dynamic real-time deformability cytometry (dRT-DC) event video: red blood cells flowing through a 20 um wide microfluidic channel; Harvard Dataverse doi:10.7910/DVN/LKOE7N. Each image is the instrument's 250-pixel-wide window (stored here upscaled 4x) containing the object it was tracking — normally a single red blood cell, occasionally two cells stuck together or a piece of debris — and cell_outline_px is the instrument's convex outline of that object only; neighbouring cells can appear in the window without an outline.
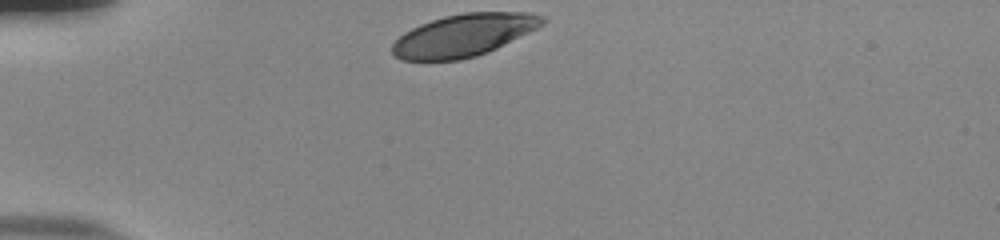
{"species": "human", "species_latin": "Homo sapiens", "temperature_condition": "room temperature", "stored_images_in_passage": 32, "camera_frame_rate_fps": 3000, "um_per_image_px": 0.085, "donor": {"sex": "male"}, "frame": {"image": 1, "passage_image": 1, "time_ms": 0.0, "image_size_px": [1000, 240], "cell_outline_px": [[548, 20], [544, 24], [488, 52], [476, 56], [460, 60], [400, 60], [392, 52], [392, 44], [404, 32], [420, 24], [444, 16], [464, 12], [532, 12], [544, 16]], "centroid_in_image_um": [39.43, 2.98], "position_along_channel_um": 45.6, "area_um2": 36.99}}
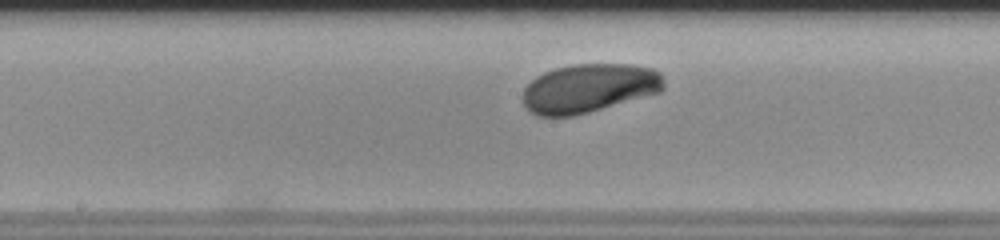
{"frame": {"image": 2, "passage_image": 16, "time_ms": 5.0, "image_size_px": [1000, 240], "cell_outline_px": [[664, 88], [660, 92], [588, 112], [572, 116], [536, 116], [528, 112], [524, 108], [524, 88], [536, 76], [544, 72], [556, 68], [572, 64], [632, 64], [652, 68], [660, 72], [664, 80]], "centroid_in_image_um": [50.05, 7.49], "position_along_channel_um": 198.1, "area_um2": 40.17}}
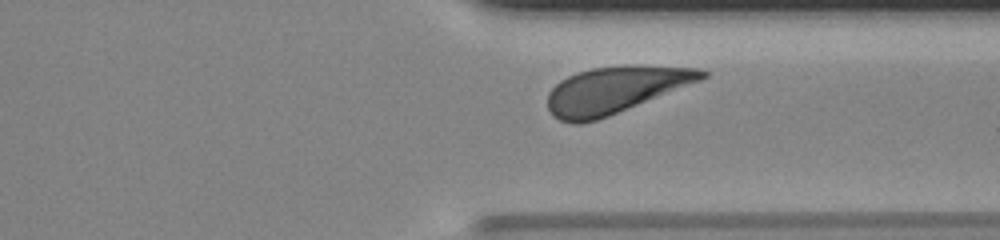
{"frame": {"image": 3, "passage_image": 29, "time_ms": 9.333, "image_size_px": [1000, 240], "cell_outline_px": [[708, 76], [700, 80], [608, 116], [596, 120], [580, 124], [572, 124], [560, 120], [552, 116], [548, 108], [548, 92], [560, 80], [576, 72], [592, 68], [628, 64], [700, 68], [708, 72]], "centroid_in_image_um": [52.25, 7.63], "position_along_channel_um": 359.1, "area_um2": 41.91}, "authors_computed_cell_mechanics": {"area_um2": 40.4311, "velocity_mm_per_s": 3.7056, "shape_relaxation_time_tau1_ms": 2.0914, "shape_relaxation_time_tau2_ms": null, "deformation_change_tau1": 0.125, "deformation_change_tau2": null}}